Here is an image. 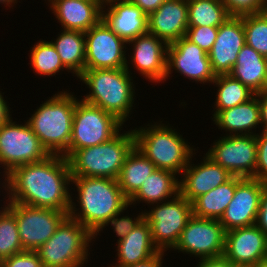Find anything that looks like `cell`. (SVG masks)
Instances as JSON below:
<instances>
[{
  "mask_svg": "<svg viewBox=\"0 0 267 267\" xmlns=\"http://www.w3.org/2000/svg\"><path fill=\"white\" fill-rule=\"evenodd\" d=\"M85 34V69L126 68L127 59L123 51L127 42L120 38L101 19Z\"/></svg>",
  "mask_w": 267,
  "mask_h": 267,
  "instance_id": "5bb4252c",
  "label": "cell"
},
{
  "mask_svg": "<svg viewBox=\"0 0 267 267\" xmlns=\"http://www.w3.org/2000/svg\"><path fill=\"white\" fill-rule=\"evenodd\" d=\"M232 267H255L253 264H232Z\"/></svg>",
  "mask_w": 267,
  "mask_h": 267,
  "instance_id": "681fc988",
  "label": "cell"
},
{
  "mask_svg": "<svg viewBox=\"0 0 267 267\" xmlns=\"http://www.w3.org/2000/svg\"><path fill=\"white\" fill-rule=\"evenodd\" d=\"M156 169V166L134 146L126 156L117 178L123 195L129 200Z\"/></svg>",
  "mask_w": 267,
  "mask_h": 267,
  "instance_id": "4316f807",
  "label": "cell"
},
{
  "mask_svg": "<svg viewBox=\"0 0 267 267\" xmlns=\"http://www.w3.org/2000/svg\"><path fill=\"white\" fill-rule=\"evenodd\" d=\"M117 243L118 265L116 264L114 267L135 264L147 260L159 252L152 241L150 225L144 218Z\"/></svg>",
  "mask_w": 267,
  "mask_h": 267,
  "instance_id": "d4e9b609",
  "label": "cell"
},
{
  "mask_svg": "<svg viewBox=\"0 0 267 267\" xmlns=\"http://www.w3.org/2000/svg\"><path fill=\"white\" fill-rule=\"evenodd\" d=\"M236 189V176L200 195L192 202L193 215L200 218L220 219L231 202Z\"/></svg>",
  "mask_w": 267,
  "mask_h": 267,
  "instance_id": "f1b7e54d",
  "label": "cell"
},
{
  "mask_svg": "<svg viewBox=\"0 0 267 267\" xmlns=\"http://www.w3.org/2000/svg\"><path fill=\"white\" fill-rule=\"evenodd\" d=\"M255 267H267V259L258 262Z\"/></svg>",
  "mask_w": 267,
  "mask_h": 267,
  "instance_id": "c3c4849f",
  "label": "cell"
},
{
  "mask_svg": "<svg viewBox=\"0 0 267 267\" xmlns=\"http://www.w3.org/2000/svg\"><path fill=\"white\" fill-rule=\"evenodd\" d=\"M23 251L16 218L3 207V210H0V262Z\"/></svg>",
  "mask_w": 267,
  "mask_h": 267,
  "instance_id": "d6a6232c",
  "label": "cell"
},
{
  "mask_svg": "<svg viewBox=\"0 0 267 267\" xmlns=\"http://www.w3.org/2000/svg\"><path fill=\"white\" fill-rule=\"evenodd\" d=\"M120 213L115 214L106 225L111 223V225L114 227V231L119 237L118 240L122 239L123 237H126L129 232L133 230V228L144 218V213H141L132 220V218L125 216L118 218Z\"/></svg>",
  "mask_w": 267,
  "mask_h": 267,
  "instance_id": "ab89813d",
  "label": "cell"
},
{
  "mask_svg": "<svg viewBox=\"0 0 267 267\" xmlns=\"http://www.w3.org/2000/svg\"><path fill=\"white\" fill-rule=\"evenodd\" d=\"M92 238L95 236L88 229L68 216L36 252L43 267H81Z\"/></svg>",
  "mask_w": 267,
  "mask_h": 267,
  "instance_id": "52a82bcc",
  "label": "cell"
},
{
  "mask_svg": "<svg viewBox=\"0 0 267 267\" xmlns=\"http://www.w3.org/2000/svg\"><path fill=\"white\" fill-rule=\"evenodd\" d=\"M266 182L236 176V189L219 222L225 231L256 223L260 198Z\"/></svg>",
  "mask_w": 267,
  "mask_h": 267,
  "instance_id": "9a60e30c",
  "label": "cell"
},
{
  "mask_svg": "<svg viewBox=\"0 0 267 267\" xmlns=\"http://www.w3.org/2000/svg\"><path fill=\"white\" fill-rule=\"evenodd\" d=\"M158 204L151 211L144 212V219L150 225L154 245L159 251H166L164 249L175 247L193 215L192 203L179 193L166 203Z\"/></svg>",
  "mask_w": 267,
  "mask_h": 267,
  "instance_id": "8fae6325",
  "label": "cell"
},
{
  "mask_svg": "<svg viewBox=\"0 0 267 267\" xmlns=\"http://www.w3.org/2000/svg\"><path fill=\"white\" fill-rule=\"evenodd\" d=\"M246 44L267 58V13L243 15Z\"/></svg>",
  "mask_w": 267,
  "mask_h": 267,
  "instance_id": "e575fe53",
  "label": "cell"
},
{
  "mask_svg": "<svg viewBox=\"0 0 267 267\" xmlns=\"http://www.w3.org/2000/svg\"><path fill=\"white\" fill-rule=\"evenodd\" d=\"M71 182L77 187L81 212H75L76 205L71 199L68 215L94 236L105 227L115 214L122 213L129 206L128 199L123 195L115 179L72 177Z\"/></svg>",
  "mask_w": 267,
  "mask_h": 267,
  "instance_id": "7a4b0ae2",
  "label": "cell"
},
{
  "mask_svg": "<svg viewBox=\"0 0 267 267\" xmlns=\"http://www.w3.org/2000/svg\"><path fill=\"white\" fill-rule=\"evenodd\" d=\"M76 98L68 92H59L41 104L27 120L50 155L69 158V144L73 127Z\"/></svg>",
  "mask_w": 267,
  "mask_h": 267,
  "instance_id": "3957f363",
  "label": "cell"
},
{
  "mask_svg": "<svg viewBox=\"0 0 267 267\" xmlns=\"http://www.w3.org/2000/svg\"><path fill=\"white\" fill-rule=\"evenodd\" d=\"M245 44L243 15L230 16L218 27L217 38L208 52L213 73L229 74L236 63L238 53Z\"/></svg>",
  "mask_w": 267,
  "mask_h": 267,
  "instance_id": "e0dca14e",
  "label": "cell"
},
{
  "mask_svg": "<svg viewBox=\"0 0 267 267\" xmlns=\"http://www.w3.org/2000/svg\"><path fill=\"white\" fill-rule=\"evenodd\" d=\"M231 16L261 12L260 0H222Z\"/></svg>",
  "mask_w": 267,
  "mask_h": 267,
  "instance_id": "f35d334b",
  "label": "cell"
},
{
  "mask_svg": "<svg viewBox=\"0 0 267 267\" xmlns=\"http://www.w3.org/2000/svg\"><path fill=\"white\" fill-rule=\"evenodd\" d=\"M0 267H43L36 251H23L3 259Z\"/></svg>",
  "mask_w": 267,
  "mask_h": 267,
  "instance_id": "74e56055",
  "label": "cell"
},
{
  "mask_svg": "<svg viewBox=\"0 0 267 267\" xmlns=\"http://www.w3.org/2000/svg\"><path fill=\"white\" fill-rule=\"evenodd\" d=\"M135 147L158 169L182 173L193 154L177 131L162 124L133 130Z\"/></svg>",
  "mask_w": 267,
  "mask_h": 267,
  "instance_id": "8992f818",
  "label": "cell"
},
{
  "mask_svg": "<svg viewBox=\"0 0 267 267\" xmlns=\"http://www.w3.org/2000/svg\"><path fill=\"white\" fill-rule=\"evenodd\" d=\"M128 64L119 69H85L78 77L91 93L82 100L113 114L123 124L134 104Z\"/></svg>",
  "mask_w": 267,
  "mask_h": 267,
  "instance_id": "277c9868",
  "label": "cell"
},
{
  "mask_svg": "<svg viewBox=\"0 0 267 267\" xmlns=\"http://www.w3.org/2000/svg\"><path fill=\"white\" fill-rule=\"evenodd\" d=\"M206 155L232 176L253 178L257 164L255 135H229L219 139Z\"/></svg>",
  "mask_w": 267,
  "mask_h": 267,
  "instance_id": "4fadbf2b",
  "label": "cell"
},
{
  "mask_svg": "<svg viewBox=\"0 0 267 267\" xmlns=\"http://www.w3.org/2000/svg\"><path fill=\"white\" fill-rule=\"evenodd\" d=\"M255 225L267 235V183L264 185L260 198V207Z\"/></svg>",
  "mask_w": 267,
  "mask_h": 267,
  "instance_id": "60d3db41",
  "label": "cell"
},
{
  "mask_svg": "<svg viewBox=\"0 0 267 267\" xmlns=\"http://www.w3.org/2000/svg\"><path fill=\"white\" fill-rule=\"evenodd\" d=\"M223 256L232 264H253L267 259V235L255 224L231 229L225 235Z\"/></svg>",
  "mask_w": 267,
  "mask_h": 267,
  "instance_id": "ac0fdd59",
  "label": "cell"
},
{
  "mask_svg": "<svg viewBox=\"0 0 267 267\" xmlns=\"http://www.w3.org/2000/svg\"><path fill=\"white\" fill-rule=\"evenodd\" d=\"M16 218L24 251H36L69 216L67 212L50 208L32 207L16 202L5 206Z\"/></svg>",
  "mask_w": 267,
  "mask_h": 267,
  "instance_id": "30bf717a",
  "label": "cell"
},
{
  "mask_svg": "<svg viewBox=\"0 0 267 267\" xmlns=\"http://www.w3.org/2000/svg\"><path fill=\"white\" fill-rule=\"evenodd\" d=\"M128 43H134L132 63L142 75L154 82L166 79L168 44L165 41L147 32Z\"/></svg>",
  "mask_w": 267,
  "mask_h": 267,
  "instance_id": "d6986e66",
  "label": "cell"
},
{
  "mask_svg": "<svg viewBox=\"0 0 267 267\" xmlns=\"http://www.w3.org/2000/svg\"><path fill=\"white\" fill-rule=\"evenodd\" d=\"M188 26L219 27L231 15L222 0H187Z\"/></svg>",
  "mask_w": 267,
  "mask_h": 267,
  "instance_id": "4dcf8cb0",
  "label": "cell"
},
{
  "mask_svg": "<svg viewBox=\"0 0 267 267\" xmlns=\"http://www.w3.org/2000/svg\"><path fill=\"white\" fill-rule=\"evenodd\" d=\"M255 94L267 91V58L245 44L229 73Z\"/></svg>",
  "mask_w": 267,
  "mask_h": 267,
  "instance_id": "cb8c5ba5",
  "label": "cell"
},
{
  "mask_svg": "<svg viewBox=\"0 0 267 267\" xmlns=\"http://www.w3.org/2000/svg\"><path fill=\"white\" fill-rule=\"evenodd\" d=\"M148 32L171 44L184 37L188 28L187 0H166L147 17Z\"/></svg>",
  "mask_w": 267,
  "mask_h": 267,
  "instance_id": "ffe728a7",
  "label": "cell"
},
{
  "mask_svg": "<svg viewBox=\"0 0 267 267\" xmlns=\"http://www.w3.org/2000/svg\"><path fill=\"white\" fill-rule=\"evenodd\" d=\"M31 64L34 71L40 75L52 76L64 67L59 54L52 42L39 41L31 50Z\"/></svg>",
  "mask_w": 267,
  "mask_h": 267,
  "instance_id": "836d02e7",
  "label": "cell"
},
{
  "mask_svg": "<svg viewBox=\"0 0 267 267\" xmlns=\"http://www.w3.org/2000/svg\"><path fill=\"white\" fill-rule=\"evenodd\" d=\"M56 41L55 46L64 67L79 77L85 70V34L78 30H65Z\"/></svg>",
  "mask_w": 267,
  "mask_h": 267,
  "instance_id": "f546056e",
  "label": "cell"
},
{
  "mask_svg": "<svg viewBox=\"0 0 267 267\" xmlns=\"http://www.w3.org/2000/svg\"><path fill=\"white\" fill-rule=\"evenodd\" d=\"M255 136L257 141V164L253 179L267 183V131Z\"/></svg>",
  "mask_w": 267,
  "mask_h": 267,
  "instance_id": "8d00e7d4",
  "label": "cell"
},
{
  "mask_svg": "<svg viewBox=\"0 0 267 267\" xmlns=\"http://www.w3.org/2000/svg\"><path fill=\"white\" fill-rule=\"evenodd\" d=\"M14 1L16 2V0H0V3H5V5L10 6L12 3H15Z\"/></svg>",
  "mask_w": 267,
  "mask_h": 267,
  "instance_id": "f907efd6",
  "label": "cell"
},
{
  "mask_svg": "<svg viewBox=\"0 0 267 267\" xmlns=\"http://www.w3.org/2000/svg\"><path fill=\"white\" fill-rule=\"evenodd\" d=\"M213 118L221 130L225 129L230 132L229 135L233 132V135H239V133L240 135H256L250 130L261 124L259 94H255L251 99L237 106L219 111Z\"/></svg>",
  "mask_w": 267,
  "mask_h": 267,
  "instance_id": "484cf974",
  "label": "cell"
},
{
  "mask_svg": "<svg viewBox=\"0 0 267 267\" xmlns=\"http://www.w3.org/2000/svg\"><path fill=\"white\" fill-rule=\"evenodd\" d=\"M122 122L113 114L83 100H76L69 157L78 149L109 141L122 128Z\"/></svg>",
  "mask_w": 267,
  "mask_h": 267,
  "instance_id": "ba28073f",
  "label": "cell"
},
{
  "mask_svg": "<svg viewBox=\"0 0 267 267\" xmlns=\"http://www.w3.org/2000/svg\"><path fill=\"white\" fill-rule=\"evenodd\" d=\"M198 267H232V263L224 256L210 259H201Z\"/></svg>",
  "mask_w": 267,
  "mask_h": 267,
  "instance_id": "ee69618b",
  "label": "cell"
},
{
  "mask_svg": "<svg viewBox=\"0 0 267 267\" xmlns=\"http://www.w3.org/2000/svg\"><path fill=\"white\" fill-rule=\"evenodd\" d=\"M163 253L164 251H159L158 253L154 254L147 260H144V261H141L135 264H131L125 267H161L162 257L164 255Z\"/></svg>",
  "mask_w": 267,
  "mask_h": 267,
  "instance_id": "7bdbcfd3",
  "label": "cell"
},
{
  "mask_svg": "<svg viewBox=\"0 0 267 267\" xmlns=\"http://www.w3.org/2000/svg\"><path fill=\"white\" fill-rule=\"evenodd\" d=\"M179 184L175 173L157 168L128 200L129 205L139 200L151 204L163 202V200L166 202L167 197L171 198L179 194Z\"/></svg>",
  "mask_w": 267,
  "mask_h": 267,
  "instance_id": "83f0119b",
  "label": "cell"
},
{
  "mask_svg": "<svg viewBox=\"0 0 267 267\" xmlns=\"http://www.w3.org/2000/svg\"><path fill=\"white\" fill-rule=\"evenodd\" d=\"M218 35V27L188 26L185 37L207 53L211 50Z\"/></svg>",
  "mask_w": 267,
  "mask_h": 267,
  "instance_id": "d590c367",
  "label": "cell"
},
{
  "mask_svg": "<svg viewBox=\"0 0 267 267\" xmlns=\"http://www.w3.org/2000/svg\"><path fill=\"white\" fill-rule=\"evenodd\" d=\"M9 202L69 212L68 184L71 171L68 159L49 155L46 159L14 168L5 175Z\"/></svg>",
  "mask_w": 267,
  "mask_h": 267,
  "instance_id": "6da1fadb",
  "label": "cell"
},
{
  "mask_svg": "<svg viewBox=\"0 0 267 267\" xmlns=\"http://www.w3.org/2000/svg\"><path fill=\"white\" fill-rule=\"evenodd\" d=\"M103 5L110 7L102 19L126 42L148 32V16L130 0H106Z\"/></svg>",
  "mask_w": 267,
  "mask_h": 267,
  "instance_id": "603a6c76",
  "label": "cell"
},
{
  "mask_svg": "<svg viewBox=\"0 0 267 267\" xmlns=\"http://www.w3.org/2000/svg\"><path fill=\"white\" fill-rule=\"evenodd\" d=\"M51 10L65 30L88 31L101 19L103 0H49ZM103 6V7H102Z\"/></svg>",
  "mask_w": 267,
  "mask_h": 267,
  "instance_id": "7402d4cb",
  "label": "cell"
},
{
  "mask_svg": "<svg viewBox=\"0 0 267 267\" xmlns=\"http://www.w3.org/2000/svg\"><path fill=\"white\" fill-rule=\"evenodd\" d=\"M217 85L216 111L213 117L221 110L232 108L251 99L255 93L230 74L216 75L213 81Z\"/></svg>",
  "mask_w": 267,
  "mask_h": 267,
  "instance_id": "1f68e13d",
  "label": "cell"
},
{
  "mask_svg": "<svg viewBox=\"0 0 267 267\" xmlns=\"http://www.w3.org/2000/svg\"><path fill=\"white\" fill-rule=\"evenodd\" d=\"M225 235L226 231L218 219L192 215L174 249L200 259L221 257L225 249Z\"/></svg>",
  "mask_w": 267,
  "mask_h": 267,
  "instance_id": "7c38bea8",
  "label": "cell"
},
{
  "mask_svg": "<svg viewBox=\"0 0 267 267\" xmlns=\"http://www.w3.org/2000/svg\"><path fill=\"white\" fill-rule=\"evenodd\" d=\"M261 12L267 13V0H260Z\"/></svg>",
  "mask_w": 267,
  "mask_h": 267,
  "instance_id": "7dc6e473",
  "label": "cell"
},
{
  "mask_svg": "<svg viewBox=\"0 0 267 267\" xmlns=\"http://www.w3.org/2000/svg\"><path fill=\"white\" fill-rule=\"evenodd\" d=\"M259 108H260V120L264 126L263 131H267V91L259 93Z\"/></svg>",
  "mask_w": 267,
  "mask_h": 267,
  "instance_id": "f6af8a7d",
  "label": "cell"
},
{
  "mask_svg": "<svg viewBox=\"0 0 267 267\" xmlns=\"http://www.w3.org/2000/svg\"><path fill=\"white\" fill-rule=\"evenodd\" d=\"M100 145L76 150L69 158L72 177H107L117 180L126 156L135 146L133 130Z\"/></svg>",
  "mask_w": 267,
  "mask_h": 267,
  "instance_id": "5b68a950",
  "label": "cell"
},
{
  "mask_svg": "<svg viewBox=\"0 0 267 267\" xmlns=\"http://www.w3.org/2000/svg\"><path fill=\"white\" fill-rule=\"evenodd\" d=\"M9 111L7 102H5L4 97L0 93V127L11 119Z\"/></svg>",
  "mask_w": 267,
  "mask_h": 267,
  "instance_id": "bcb514c9",
  "label": "cell"
},
{
  "mask_svg": "<svg viewBox=\"0 0 267 267\" xmlns=\"http://www.w3.org/2000/svg\"><path fill=\"white\" fill-rule=\"evenodd\" d=\"M172 68L200 83H212L216 76L212 71L208 53L185 36L168 44L166 78Z\"/></svg>",
  "mask_w": 267,
  "mask_h": 267,
  "instance_id": "2e32d148",
  "label": "cell"
},
{
  "mask_svg": "<svg viewBox=\"0 0 267 267\" xmlns=\"http://www.w3.org/2000/svg\"><path fill=\"white\" fill-rule=\"evenodd\" d=\"M50 154L26 122L16 124L10 119L0 127V164L7 175L14 168L40 162Z\"/></svg>",
  "mask_w": 267,
  "mask_h": 267,
  "instance_id": "9c48e42d",
  "label": "cell"
},
{
  "mask_svg": "<svg viewBox=\"0 0 267 267\" xmlns=\"http://www.w3.org/2000/svg\"><path fill=\"white\" fill-rule=\"evenodd\" d=\"M203 161L198 166H192L189 161L182 173L184 178L179 181V193L191 203L200 195L208 193L232 177L226 169L207 155Z\"/></svg>",
  "mask_w": 267,
  "mask_h": 267,
  "instance_id": "44dd1931",
  "label": "cell"
},
{
  "mask_svg": "<svg viewBox=\"0 0 267 267\" xmlns=\"http://www.w3.org/2000/svg\"><path fill=\"white\" fill-rule=\"evenodd\" d=\"M138 6L147 16L156 11L166 0H130Z\"/></svg>",
  "mask_w": 267,
  "mask_h": 267,
  "instance_id": "b9f144b4",
  "label": "cell"
}]
</instances>
